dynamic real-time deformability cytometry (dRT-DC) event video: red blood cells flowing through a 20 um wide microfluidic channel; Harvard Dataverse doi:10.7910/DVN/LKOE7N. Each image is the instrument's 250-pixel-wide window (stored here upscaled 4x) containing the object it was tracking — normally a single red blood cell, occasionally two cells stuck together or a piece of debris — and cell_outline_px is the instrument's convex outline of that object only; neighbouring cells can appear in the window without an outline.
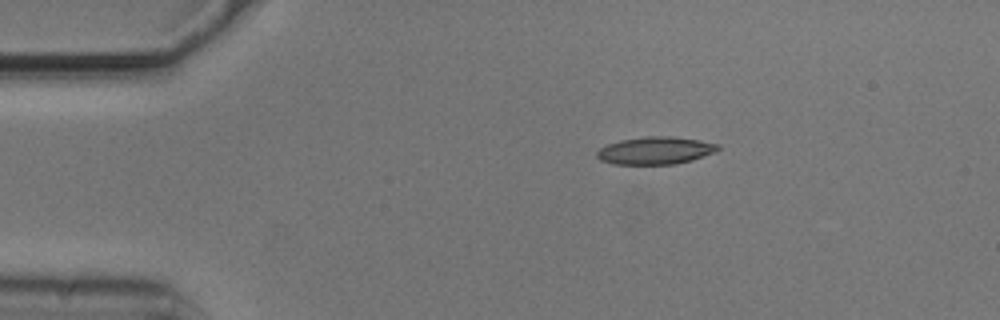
{"species": "common noctule bat (a hibernating species)", "species_latin": "Nyctalus noctula", "temperature_condition": "cold", "stored_images_in_passage": 45, "camera_frame_rate_fps": 3000, "um_per_image_px": 0.085, "animal": {"sex": "male", "body_mass_g": 20.5, "forearm_length_mm": 52.5}, "frame": {"image": 1, "passage_image": 1, "time_ms": 0.0, "image_size_px": [1000, 320], "cell_outline_px": [[720, 148], [716, 152], [692, 160], [676, 164], [612, 164], [600, 160], [596, 156], [596, 152], [600, 148], [608, 144], [620, 140], [644, 136], [672, 136], [700, 140], [720, 144]], "centroid_in_image_um": [55.72, 12.79], "position_along_channel_um": 29.3, "area_um2": 19.59}}
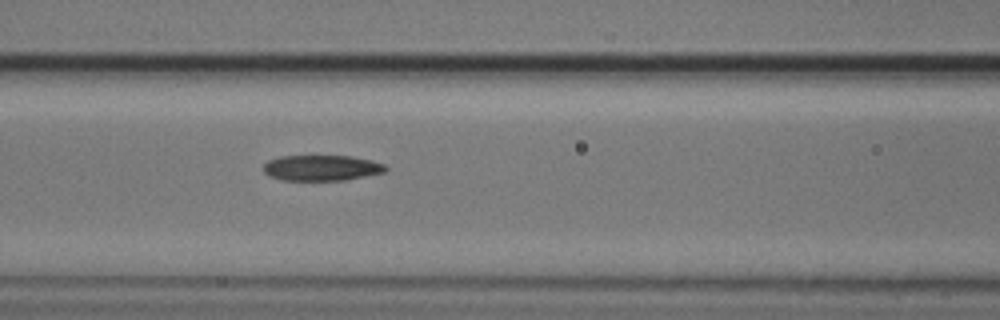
{"frame": {"image": 2, "passage_image": 14, "time_ms": 4.333, "image_size_px": [1000, 320], "cell_outline_px": [[388, 168], [384, 172], [344, 180], [280, 180], [268, 176], [264, 172], [264, 164], [268, 160], [280, 156], [352, 156], [372, 160], [384, 164]], "centroid_in_image_um": [27.31, 14.27], "position_along_channel_um": 139.3, "area_um2": 18.26}}
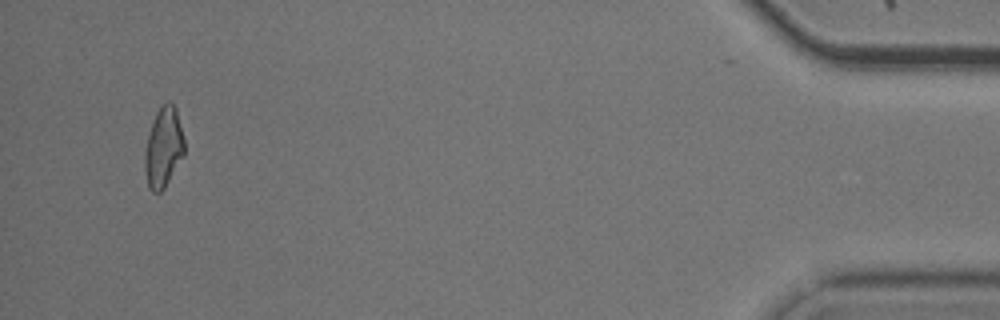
{"frame": {"image": 3, "passage_image": 43, "time_ms": 14.0, "image_size_px": [1000, 320], "cell_outline_px": [[184, 156], [164, 188], [160, 192], [152, 192], [148, 188], [144, 168], [144, 152], [152, 120], [160, 104], [168, 100], [176, 108], [184, 140]], "centroid_in_image_um": [13.88, 12.52], "position_along_channel_um": 421.3, "area_um2": 18.67}, "authors_computed_cell_mechanics": {"area_um2": 18.9584, "velocity_mm_per_s": 3.7351, "shape_relaxation_time_tau1_ms": 6.6854, "shape_relaxation_time_tau2_ms": 2.6143, "deformation_change_tau1": 0.1866, "deformation_change_tau2": 0.1095}}